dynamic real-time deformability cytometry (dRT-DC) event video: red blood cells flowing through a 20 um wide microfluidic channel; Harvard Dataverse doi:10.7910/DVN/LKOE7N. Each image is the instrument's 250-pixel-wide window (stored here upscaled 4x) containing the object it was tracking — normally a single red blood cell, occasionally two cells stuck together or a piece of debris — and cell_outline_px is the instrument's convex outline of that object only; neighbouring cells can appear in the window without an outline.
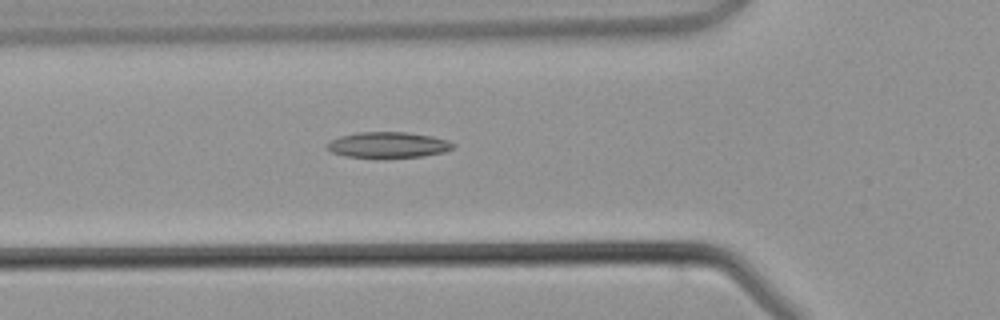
{"species": "common noctule bat (a hibernating species)", "species_latin": "Nyctalus noctula", "temperature_condition": "warm", "stored_images_in_passage": 25, "camera_frame_rate_fps": 3000, "um_per_image_px": 0.085, "animal": {"sex": "male", "body_mass_g": 21.5, "forearm_length_mm": 52.0}, "frame": {"image": 1, "passage_image": 2, "time_ms": 0.333, "image_size_px": [1000, 320], "cell_outline_px": [[456, 144], [452, 148], [444, 152], [424, 156], [376, 160], [344, 156], [332, 152], [324, 148], [324, 144], [340, 136], [356, 132], [404, 132], [432, 136], [448, 140]], "centroid_in_image_um": [32.93, 12.35], "position_along_channel_um": 92.9, "area_um2": 19.77}}
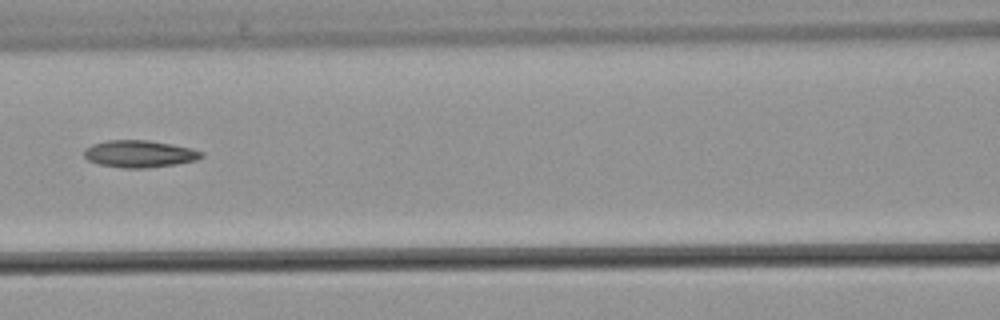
{"frame": {"image": 2, "passage_image": 6, "time_ms": 1.667, "image_size_px": [1000, 320], "cell_outline_px": [[204, 156], [196, 160], [176, 164], [140, 168], [124, 168], [100, 164], [88, 160], [84, 156], [84, 148], [92, 144], [108, 140], [148, 140], [172, 144], [192, 148], [204, 152]], "centroid_in_image_um": [11.86, 13.06], "position_along_channel_um": 154.7, "area_um2": 18.5}}
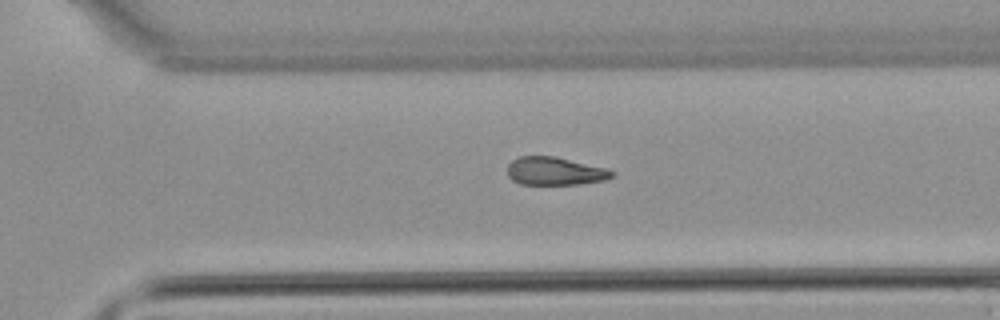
{"frame": {"image": 3, "passage_image": 17, "time_ms": 5.333, "image_size_px": [1000, 320], "cell_outline_px": [[616, 176], [604, 180], [576, 184], [520, 184], [512, 180], [508, 176], [508, 164], [512, 160], [520, 156], [556, 156], [604, 168], [616, 172]], "centroid_in_image_um": [47.16, 14.54], "position_along_channel_um": 323.4, "area_um2": 17.05}}